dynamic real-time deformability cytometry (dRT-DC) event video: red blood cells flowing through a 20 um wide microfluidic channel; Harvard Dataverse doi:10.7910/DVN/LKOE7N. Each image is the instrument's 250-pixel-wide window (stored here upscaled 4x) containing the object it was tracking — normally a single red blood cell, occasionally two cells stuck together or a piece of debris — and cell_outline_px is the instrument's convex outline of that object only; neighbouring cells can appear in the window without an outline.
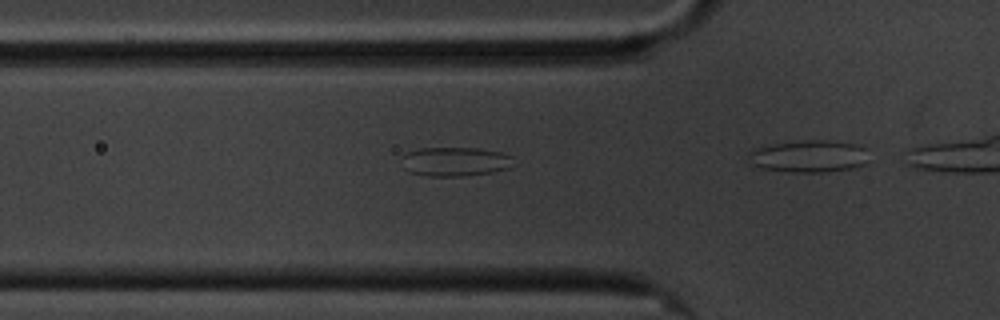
{"species": "common noctule bat (a hibernating species)", "species_latin": "Nyctalus noctula", "temperature_condition": "cold", "stored_images_in_passage": 10, "camera_frame_rate_fps": 3000, "um_per_image_px": 0.085, "animal": {"sex": "male", "body_mass_g": 20.1, "forearm_length_mm": 53.5}, "frame": {"image": 1, "passage_image": 8, "time_ms": 2.333, "image_size_px": [1000, 320], "cell_outline_px": [[512, 156], [508, 168], [492, 172], [464, 176], [428, 176], [408, 172], [404, 168], [400, 156], [404, 152], [420, 148], [476, 148], [500, 152]], "centroid_in_image_um": [38.58, 13.73], "position_along_channel_um": 87.2, "area_um2": 19.02}}